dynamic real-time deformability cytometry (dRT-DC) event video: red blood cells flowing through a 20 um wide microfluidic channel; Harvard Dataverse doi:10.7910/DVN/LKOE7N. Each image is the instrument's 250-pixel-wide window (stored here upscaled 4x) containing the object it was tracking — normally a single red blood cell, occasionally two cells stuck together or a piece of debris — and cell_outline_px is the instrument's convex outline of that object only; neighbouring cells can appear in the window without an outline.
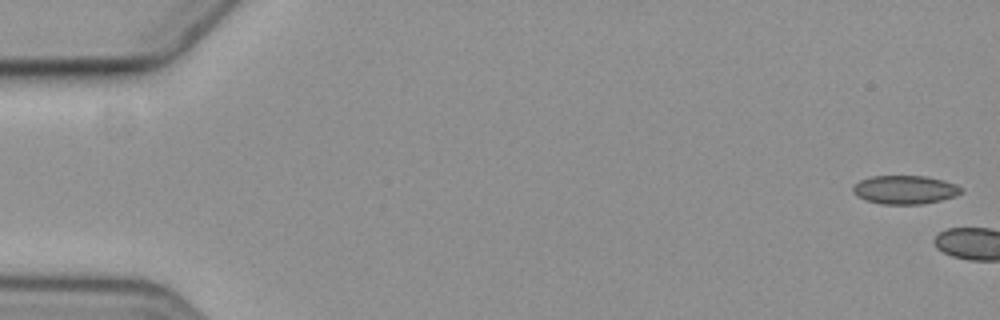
{"species": "common noctule bat (a hibernating species)", "species_latin": "Nyctalus noctula", "temperature_condition": "cold", "stored_images_in_passage": 9, "camera_frame_rate_fps": 3000, "um_per_image_px": 0.085, "animal": {"sex": "female", "body_mass_g": 19.3, "forearm_length_mm": 54.1}, "frame": {"image": 1, "passage_image": 1, "time_ms": 0.0, "image_size_px": [1000, 320], "cell_outline_px": [[964, 188], [956, 196], [940, 200], [920, 204], [880, 204], [868, 200], [852, 192], [852, 188], [860, 180], [872, 176], [924, 176], [944, 180], [956, 184]], "centroid_in_image_um": [76.95, 16.12], "position_along_channel_um": 8.1, "area_um2": 17.86}}
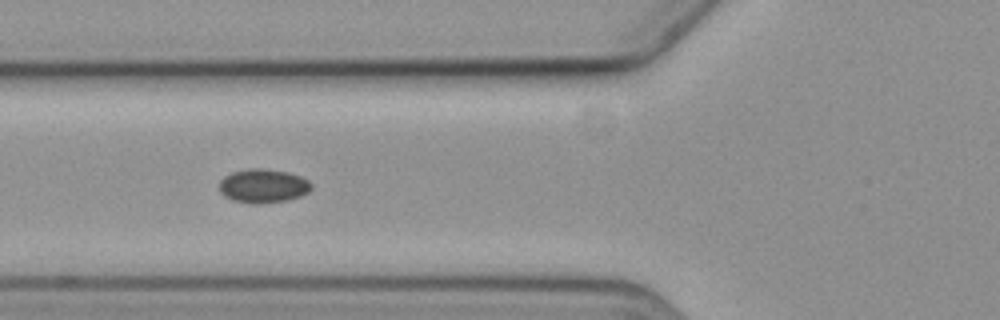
{"frame": {"image": 2, "passage_image": 8, "time_ms": 8.333, "image_size_px": [1000, 320], "cell_outline_px": [[312, 188], [308, 192], [300, 196], [288, 200], [260, 204], [252, 204], [232, 200], [224, 196], [220, 192], [220, 180], [224, 176], [232, 172], [248, 168], [264, 168], [288, 172], [300, 176], [308, 180], [312, 184]], "centroid_in_image_um": [22.36, 15.8], "position_along_channel_um": 103.4, "area_um2": 18.38}}
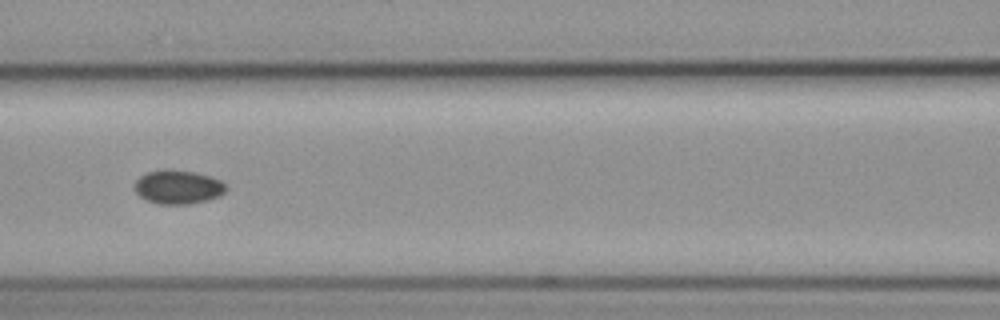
{"frame": {"image": 3, "passage_image": 9, "time_ms": 9.667, "image_size_px": [1000, 320], "cell_outline_px": [[224, 192], [220, 196], [208, 200], [188, 204], [156, 204], [144, 200], [136, 192], [136, 180], [140, 176], [148, 172], [164, 168], [172, 168], [196, 172], [220, 180], [224, 184]], "centroid_in_image_um": [15.1, 15.89], "position_along_channel_um": 151.5, "area_um2": 18.15}}